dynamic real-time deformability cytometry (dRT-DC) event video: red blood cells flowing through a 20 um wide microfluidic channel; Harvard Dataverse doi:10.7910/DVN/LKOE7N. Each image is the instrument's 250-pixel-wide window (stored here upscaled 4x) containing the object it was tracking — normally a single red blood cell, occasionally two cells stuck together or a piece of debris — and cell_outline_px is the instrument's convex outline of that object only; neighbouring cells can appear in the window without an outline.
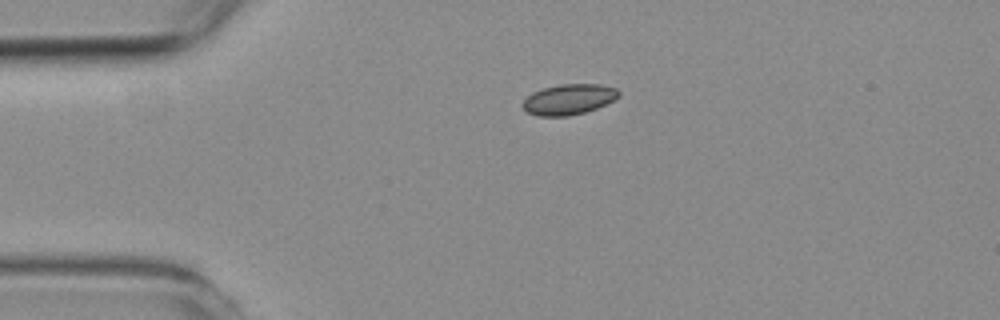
{"species": "common noctule bat (a hibernating species)", "species_latin": "Nyctalus noctula", "temperature_condition": "room temperature", "stored_images_in_passage": 44, "camera_frame_rate_fps": 3000, "um_per_image_px": 0.085, "animal": {"sex": "female", "body_mass_g": 19.3, "forearm_length_mm": 54.1}, "frame": {"image": 1, "passage_image": 1, "time_ms": 0.0, "image_size_px": [1000, 320], "cell_outline_px": [[620, 96], [616, 100], [596, 108], [584, 112], [568, 116], [536, 116], [528, 112], [520, 104], [532, 92], [544, 88], [560, 84], [600, 84], [616, 88], [620, 92]], "centroid_in_image_um": [48.36, 8.44], "position_along_channel_um": 36.6, "area_um2": 17.17}}
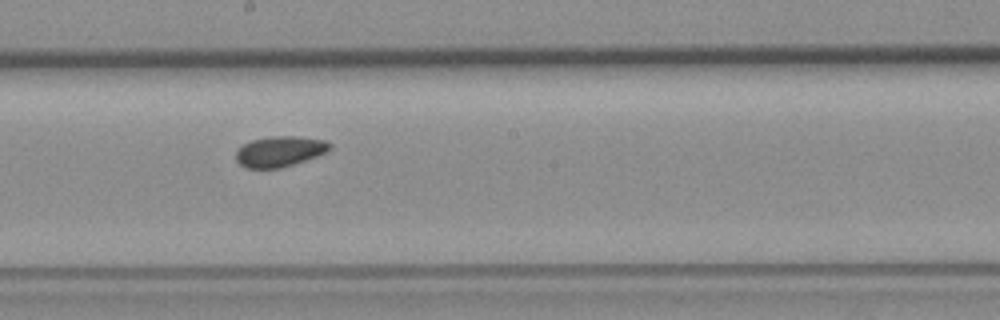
{"frame": {"image": 2, "passage_image": 19, "time_ms": 6.0, "image_size_px": [1000, 320], "cell_outline_px": [[332, 148], [316, 156], [280, 168], [248, 168], [240, 164], [236, 160], [236, 148], [252, 140], [272, 136], [296, 136], [324, 140], [332, 144]], "centroid_in_image_um": [23.75, 12.86], "position_along_channel_um": 224.5, "area_um2": 16.53}}
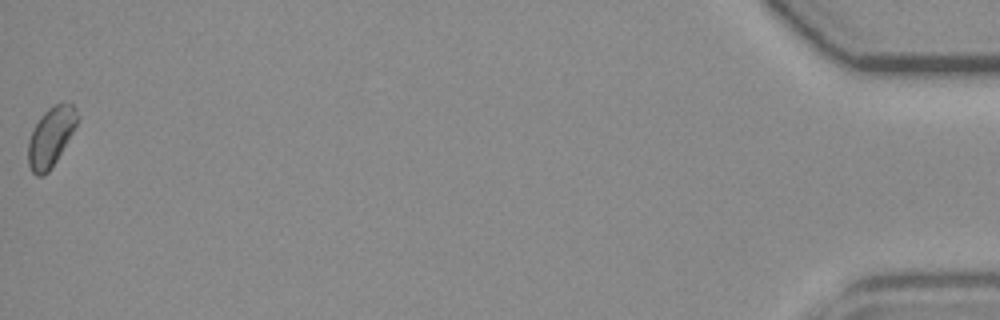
{"frame": {"image": 3, "passage_image": 44, "time_ms": 14.333, "image_size_px": [1000, 320], "cell_outline_px": [[80, 116], [72, 132], [56, 160], [48, 172], [44, 176], [36, 176], [32, 172], [28, 164], [28, 140], [40, 116], [48, 108], [56, 104], [72, 104], [76, 108]], "centroid_in_image_um": [4.31, 11.64], "position_along_channel_um": 430.9, "area_um2": 16.7}, "authors_computed_cell_mechanics": {"area_um2": 16.6464, "velocity_mm_per_s": 3.7392, "shape_relaxation_time_tau1_ms": null, "shape_relaxation_time_tau2_ms": 3.9721, "deformation_change_tau1": null, "deformation_change_tau2": 0.06}}